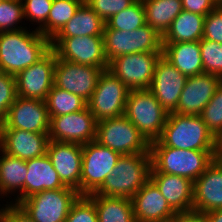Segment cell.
I'll use <instances>...</instances> for the list:
<instances>
[{
  "label": "cell",
  "instance_id": "obj_1",
  "mask_svg": "<svg viewBox=\"0 0 222 222\" xmlns=\"http://www.w3.org/2000/svg\"><path fill=\"white\" fill-rule=\"evenodd\" d=\"M51 49L50 39L26 28L0 33V70L16 76Z\"/></svg>",
  "mask_w": 222,
  "mask_h": 222
},
{
  "label": "cell",
  "instance_id": "obj_2",
  "mask_svg": "<svg viewBox=\"0 0 222 222\" xmlns=\"http://www.w3.org/2000/svg\"><path fill=\"white\" fill-rule=\"evenodd\" d=\"M150 146L215 151V137L200 115L169 113L160 138Z\"/></svg>",
  "mask_w": 222,
  "mask_h": 222
},
{
  "label": "cell",
  "instance_id": "obj_3",
  "mask_svg": "<svg viewBox=\"0 0 222 222\" xmlns=\"http://www.w3.org/2000/svg\"><path fill=\"white\" fill-rule=\"evenodd\" d=\"M150 153L121 155L103 184L92 194L132 198L149 180Z\"/></svg>",
  "mask_w": 222,
  "mask_h": 222
},
{
  "label": "cell",
  "instance_id": "obj_4",
  "mask_svg": "<svg viewBox=\"0 0 222 222\" xmlns=\"http://www.w3.org/2000/svg\"><path fill=\"white\" fill-rule=\"evenodd\" d=\"M151 171L172 174L193 182L215 159V151L183 150L167 146H150Z\"/></svg>",
  "mask_w": 222,
  "mask_h": 222
},
{
  "label": "cell",
  "instance_id": "obj_5",
  "mask_svg": "<svg viewBox=\"0 0 222 222\" xmlns=\"http://www.w3.org/2000/svg\"><path fill=\"white\" fill-rule=\"evenodd\" d=\"M124 115L149 143L160 138L168 117L148 89L129 91Z\"/></svg>",
  "mask_w": 222,
  "mask_h": 222
},
{
  "label": "cell",
  "instance_id": "obj_6",
  "mask_svg": "<svg viewBox=\"0 0 222 222\" xmlns=\"http://www.w3.org/2000/svg\"><path fill=\"white\" fill-rule=\"evenodd\" d=\"M95 141L121 155L150 153V143L125 115L98 121Z\"/></svg>",
  "mask_w": 222,
  "mask_h": 222
},
{
  "label": "cell",
  "instance_id": "obj_7",
  "mask_svg": "<svg viewBox=\"0 0 222 222\" xmlns=\"http://www.w3.org/2000/svg\"><path fill=\"white\" fill-rule=\"evenodd\" d=\"M104 52L108 62L132 53H162V37L147 23L132 31L109 29L103 32Z\"/></svg>",
  "mask_w": 222,
  "mask_h": 222
},
{
  "label": "cell",
  "instance_id": "obj_8",
  "mask_svg": "<svg viewBox=\"0 0 222 222\" xmlns=\"http://www.w3.org/2000/svg\"><path fill=\"white\" fill-rule=\"evenodd\" d=\"M79 196L71 187L45 190L22 200L19 205L35 222H65Z\"/></svg>",
  "mask_w": 222,
  "mask_h": 222
},
{
  "label": "cell",
  "instance_id": "obj_9",
  "mask_svg": "<svg viewBox=\"0 0 222 222\" xmlns=\"http://www.w3.org/2000/svg\"><path fill=\"white\" fill-rule=\"evenodd\" d=\"M129 91L111 71L103 70L91 98L87 101V107L97 122L122 116L125 114Z\"/></svg>",
  "mask_w": 222,
  "mask_h": 222
},
{
  "label": "cell",
  "instance_id": "obj_10",
  "mask_svg": "<svg viewBox=\"0 0 222 222\" xmlns=\"http://www.w3.org/2000/svg\"><path fill=\"white\" fill-rule=\"evenodd\" d=\"M121 154L90 141L82 145L81 195L94 193L110 175Z\"/></svg>",
  "mask_w": 222,
  "mask_h": 222
},
{
  "label": "cell",
  "instance_id": "obj_11",
  "mask_svg": "<svg viewBox=\"0 0 222 222\" xmlns=\"http://www.w3.org/2000/svg\"><path fill=\"white\" fill-rule=\"evenodd\" d=\"M161 56L153 52L120 55L109 62L108 70L130 90L149 89Z\"/></svg>",
  "mask_w": 222,
  "mask_h": 222
},
{
  "label": "cell",
  "instance_id": "obj_12",
  "mask_svg": "<svg viewBox=\"0 0 222 222\" xmlns=\"http://www.w3.org/2000/svg\"><path fill=\"white\" fill-rule=\"evenodd\" d=\"M97 121L88 107L70 114L50 117L49 140L86 144L96 139Z\"/></svg>",
  "mask_w": 222,
  "mask_h": 222
},
{
  "label": "cell",
  "instance_id": "obj_13",
  "mask_svg": "<svg viewBox=\"0 0 222 222\" xmlns=\"http://www.w3.org/2000/svg\"><path fill=\"white\" fill-rule=\"evenodd\" d=\"M56 53L50 49L41 59L20 71L16 76V94L23 98L45 101L54 85Z\"/></svg>",
  "mask_w": 222,
  "mask_h": 222
},
{
  "label": "cell",
  "instance_id": "obj_14",
  "mask_svg": "<svg viewBox=\"0 0 222 222\" xmlns=\"http://www.w3.org/2000/svg\"><path fill=\"white\" fill-rule=\"evenodd\" d=\"M103 70L102 68L59 59L56 55L54 85L88 101Z\"/></svg>",
  "mask_w": 222,
  "mask_h": 222
},
{
  "label": "cell",
  "instance_id": "obj_15",
  "mask_svg": "<svg viewBox=\"0 0 222 222\" xmlns=\"http://www.w3.org/2000/svg\"><path fill=\"white\" fill-rule=\"evenodd\" d=\"M50 117L46 102L39 99L16 96L0 129H20L48 134Z\"/></svg>",
  "mask_w": 222,
  "mask_h": 222
},
{
  "label": "cell",
  "instance_id": "obj_16",
  "mask_svg": "<svg viewBox=\"0 0 222 222\" xmlns=\"http://www.w3.org/2000/svg\"><path fill=\"white\" fill-rule=\"evenodd\" d=\"M59 59L107 70L109 62L104 52L103 36L64 38L54 49Z\"/></svg>",
  "mask_w": 222,
  "mask_h": 222
},
{
  "label": "cell",
  "instance_id": "obj_17",
  "mask_svg": "<svg viewBox=\"0 0 222 222\" xmlns=\"http://www.w3.org/2000/svg\"><path fill=\"white\" fill-rule=\"evenodd\" d=\"M187 76L182 74L163 56L155 65L154 76L148 89L167 113H173L178 105Z\"/></svg>",
  "mask_w": 222,
  "mask_h": 222
},
{
  "label": "cell",
  "instance_id": "obj_18",
  "mask_svg": "<svg viewBox=\"0 0 222 222\" xmlns=\"http://www.w3.org/2000/svg\"><path fill=\"white\" fill-rule=\"evenodd\" d=\"M46 154L62 183L81 195L82 145L49 140Z\"/></svg>",
  "mask_w": 222,
  "mask_h": 222
},
{
  "label": "cell",
  "instance_id": "obj_19",
  "mask_svg": "<svg viewBox=\"0 0 222 222\" xmlns=\"http://www.w3.org/2000/svg\"><path fill=\"white\" fill-rule=\"evenodd\" d=\"M221 82L219 76L208 73L187 77L174 113L200 115Z\"/></svg>",
  "mask_w": 222,
  "mask_h": 222
},
{
  "label": "cell",
  "instance_id": "obj_20",
  "mask_svg": "<svg viewBox=\"0 0 222 222\" xmlns=\"http://www.w3.org/2000/svg\"><path fill=\"white\" fill-rule=\"evenodd\" d=\"M217 209H222V159L215 158L194 182L193 211Z\"/></svg>",
  "mask_w": 222,
  "mask_h": 222
},
{
  "label": "cell",
  "instance_id": "obj_21",
  "mask_svg": "<svg viewBox=\"0 0 222 222\" xmlns=\"http://www.w3.org/2000/svg\"><path fill=\"white\" fill-rule=\"evenodd\" d=\"M49 135L20 129H0V149L8 155L29 160L47 153Z\"/></svg>",
  "mask_w": 222,
  "mask_h": 222
},
{
  "label": "cell",
  "instance_id": "obj_22",
  "mask_svg": "<svg viewBox=\"0 0 222 222\" xmlns=\"http://www.w3.org/2000/svg\"><path fill=\"white\" fill-rule=\"evenodd\" d=\"M150 180L175 213L193 210L194 182L177 175L150 172Z\"/></svg>",
  "mask_w": 222,
  "mask_h": 222
},
{
  "label": "cell",
  "instance_id": "obj_23",
  "mask_svg": "<svg viewBox=\"0 0 222 222\" xmlns=\"http://www.w3.org/2000/svg\"><path fill=\"white\" fill-rule=\"evenodd\" d=\"M136 222H152L175 214L157 186L149 180L132 198Z\"/></svg>",
  "mask_w": 222,
  "mask_h": 222
},
{
  "label": "cell",
  "instance_id": "obj_24",
  "mask_svg": "<svg viewBox=\"0 0 222 222\" xmlns=\"http://www.w3.org/2000/svg\"><path fill=\"white\" fill-rule=\"evenodd\" d=\"M105 25V21L84 2L72 19L50 40L51 49L67 37L103 36Z\"/></svg>",
  "mask_w": 222,
  "mask_h": 222
},
{
  "label": "cell",
  "instance_id": "obj_25",
  "mask_svg": "<svg viewBox=\"0 0 222 222\" xmlns=\"http://www.w3.org/2000/svg\"><path fill=\"white\" fill-rule=\"evenodd\" d=\"M162 56L187 77L203 74L200 41L162 43Z\"/></svg>",
  "mask_w": 222,
  "mask_h": 222
},
{
  "label": "cell",
  "instance_id": "obj_26",
  "mask_svg": "<svg viewBox=\"0 0 222 222\" xmlns=\"http://www.w3.org/2000/svg\"><path fill=\"white\" fill-rule=\"evenodd\" d=\"M25 199L45 190L66 188L47 154L26 160Z\"/></svg>",
  "mask_w": 222,
  "mask_h": 222
},
{
  "label": "cell",
  "instance_id": "obj_27",
  "mask_svg": "<svg viewBox=\"0 0 222 222\" xmlns=\"http://www.w3.org/2000/svg\"><path fill=\"white\" fill-rule=\"evenodd\" d=\"M0 196L3 198L11 193L19 192L15 201L19 204L25 199V180L27 176L26 160L8 155L0 149Z\"/></svg>",
  "mask_w": 222,
  "mask_h": 222
},
{
  "label": "cell",
  "instance_id": "obj_28",
  "mask_svg": "<svg viewBox=\"0 0 222 222\" xmlns=\"http://www.w3.org/2000/svg\"><path fill=\"white\" fill-rule=\"evenodd\" d=\"M205 16L182 10L162 37V43L200 41L203 38Z\"/></svg>",
  "mask_w": 222,
  "mask_h": 222
},
{
  "label": "cell",
  "instance_id": "obj_29",
  "mask_svg": "<svg viewBox=\"0 0 222 222\" xmlns=\"http://www.w3.org/2000/svg\"><path fill=\"white\" fill-rule=\"evenodd\" d=\"M95 204L98 222H136L132 199L87 195Z\"/></svg>",
  "mask_w": 222,
  "mask_h": 222
},
{
  "label": "cell",
  "instance_id": "obj_30",
  "mask_svg": "<svg viewBox=\"0 0 222 222\" xmlns=\"http://www.w3.org/2000/svg\"><path fill=\"white\" fill-rule=\"evenodd\" d=\"M142 3L145 8L146 23L161 37L183 10L181 0H142Z\"/></svg>",
  "mask_w": 222,
  "mask_h": 222
},
{
  "label": "cell",
  "instance_id": "obj_31",
  "mask_svg": "<svg viewBox=\"0 0 222 222\" xmlns=\"http://www.w3.org/2000/svg\"><path fill=\"white\" fill-rule=\"evenodd\" d=\"M84 0H53L46 23L38 30L50 40L72 19Z\"/></svg>",
  "mask_w": 222,
  "mask_h": 222
},
{
  "label": "cell",
  "instance_id": "obj_32",
  "mask_svg": "<svg viewBox=\"0 0 222 222\" xmlns=\"http://www.w3.org/2000/svg\"><path fill=\"white\" fill-rule=\"evenodd\" d=\"M49 117L61 116L81 111L87 107V101L78 95L53 85L45 99Z\"/></svg>",
  "mask_w": 222,
  "mask_h": 222
},
{
  "label": "cell",
  "instance_id": "obj_33",
  "mask_svg": "<svg viewBox=\"0 0 222 222\" xmlns=\"http://www.w3.org/2000/svg\"><path fill=\"white\" fill-rule=\"evenodd\" d=\"M146 24L145 8L142 0H136L126 9L116 13L107 22L109 29L132 31Z\"/></svg>",
  "mask_w": 222,
  "mask_h": 222
},
{
  "label": "cell",
  "instance_id": "obj_34",
  "mask_svg": "<svg viewBox=\"0 0 222 222\" xmlns=\"http://www.w3.org/2000/svg\"><path fill=\"white\" fill-rule=\"evenodd\" d=\"M24 18L22 0H1L0 1V33L17 31L23 28L18 26Z\"/></svg>",
  "mask_w": 222,
  "mask_h": 222
},
{
  "label": "cell",
  "instance_id": "obj_35",
  "mask_svg": "<svg viewBox=\"0 0 222 222\" xmlns=\"http://www.w3.org/2000/svg\"><path fill=\"white\" fill-rule=\"evenodd\" d=\"M200 51L204 73L217 75L222 79V44L202 38Z\"/></svg>",
  "mask_w": 222,
  "mask_h": 222
},
{
  "label": "cell",
  "instance_id": "obj_36",
  "mask_svg": "<svg viewBox=\"0 0 222 222\" xmlns=\"http://www.w3.org/2000/svg\"><path fill=\"white\" fill-rule=\"evenodd\" d=\"M200 116L214 137L222 131V82Z\"/></svg>",
  "mask_w": 222,
  "mask_h": 222
},
{
  "label": "cell",
  "instance_id": "obj_37",
  "mask_svg": "<svg viewBox=\"0 0 222 222\" xmlns=\"http://www.w3.org/2000/svg\"><path fill=\"white\" fill-rule=\"evenodd\" d=\"M65 222H98L94 202L87 195H80L72 204Z\"/></svg>",
  "mask_w": 222,
  "mask_h": 222
},
{
  "label": "cell",
  "instance_id": "obj_38",
  "mask_svg": "<svg viewBox=\"0 0 222 222\" xmlns=\"http://www.w3.org/2000/svg\"><path fill=\"white\" fill-rule=\"evenodd\" d=\"M16 79L15 76L0 73V124L4 122L9 112L10 106L16 98Z\"/></svg>",
  "mask_w": 222,
  "mask_h": 222
},
{
  "label": "cell",
  "instance_id": "obj_39",
  "mask_svg": "<svg viewBox=\"0 0 222 222\" xmlns=\"http://www.w3.org/2000/svg\"><path fill=\"white\" fill-rule=\"evenodd\" d=\"M24 18L36 22L39 30L47 21L53 0H22Z\"/></svg>",
  "mask_w": 222,
  "mask_h": 222
},
{
  "label": "cell",
  "instance_id": "obj_40",
  "mask_svg": "<svg viewBox=\"0 0 222 222\" xmlns=\"http://www.w3.org/2000/svg\"><path fill=\"white\" fill-rule=\"evenodd\" d=\"M136 0H84L105 23L116 13L126 9Z\"/></svg>",
  "mask_w": 222,
  "mask_h": 222
},
{
  "label": "cell",
  "instance_id": "obj_41",
  "mask_svg": "<svg viewBox=\"0 0 222 222\" xmlns=\"http://www.w3.org/2000/svg\"><path fill=\"white\" fill-rule=\"evenodd\" d=\"M203 38L222 44V5L219 4L204 19Z\"/></svg>",
  "mask_w": 222,
  "mask_h": 222
},
{
  "label": "cell",
  "instance_id": "obj_42",
  "mask_svg": "<svg viewBox=\"0 0 222 222\" xmlns=\"http://www.w3.org/2000/svg\"><path fill=\"white\" fill-rule=\"evenodd\" d=\"M5 206L0 208L2 222H35L19 204L8 203Z\"/></svg>",
  "mask_w": 222,
  "mask_h": 222
},
{
  "label": "cell",
  "instance_id": "obj_43",
  "mask_svg": "<svg viewBox=\"0 0 222 222\" xmlns=\"http://www.w3.org/2000/svg\"><path fill=\"white\" fill-rule=\"evenodd\" d=\"M184 11L206 16L215 9L219 3L216 0H181Z\"/></svg>",
  "mask_w": 222,
  "mask_h": 222
},
{
  "label": "cell",
  "instance_id": "obj_44",
  "mask_svg": "<svg viewBox=\"0 0 222 222\" xmlns=\"http://www.w3.org/2000/svg\"><path fill=\"white\" fill-rule=\"evenodd\" d=\"M179 222H208L205 213L189 211L179 213Z\"/></svg>",
  "mask_w": 222,
  "mask_h": 222
},
{
  "label": "cell",
  "instance_id": "obj_45",
  "mask_svg": "<svg viewBox=\"0 0 222 222\" xmlns=\"http://www.w3.org/2000/svg\"><path fill=\"white\" fill-rule=\"evenodd\" d=\"M208 222H222V209L205 213Z\"/></svg>",
  "mask_w": 222,
  "mask_h": 222
},
{
  "label": "cell",
  "instance_id": "obj_46",
  "mask_svg": "<svg viewBox=\"0 0 222 222\" xmlns=\"http://www.w3.org/2000/svg\"><path fill=\"white\" fill-rule=\"evenodd\" d=\"M215 158L222 159V131L215 137Z\"/></svg>",
  "mask_w": 222,
  "mask_h": 222
},
{
  "label": "cell",
  "instance_id": "obj_47",
  "mask_svg": "<svg viewBox=\"0 0 222 222\" xmlns=\"http://www.w3.org/2000/svg\"><path fill=\"white\" fill-rule=\"evenodd\" d=\"M152 222H179V213H175L174 215L168 218H163Z\"/></svg>",
  "mask_w": 222,
  "mask_h": 222
}]
</instances>
